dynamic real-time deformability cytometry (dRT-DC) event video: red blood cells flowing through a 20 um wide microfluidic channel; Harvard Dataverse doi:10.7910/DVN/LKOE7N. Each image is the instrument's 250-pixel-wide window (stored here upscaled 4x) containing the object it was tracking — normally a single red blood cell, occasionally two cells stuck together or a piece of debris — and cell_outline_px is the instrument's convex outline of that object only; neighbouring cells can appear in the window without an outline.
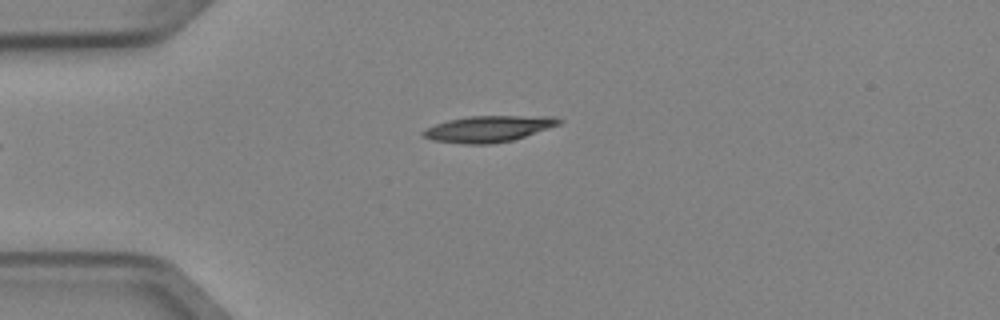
{"species": "Egyptian fruit bat (a non-hibernating species)", "species_latin": "Rousettus aegyptiacus", "temperature_condition": "cold", "stored_images_in_passage": 3, "camera_frame_rate_fps": 3000, "um_per_image_px": 0.085, "animal": {"sex": "female"}, "frame": {"image": 1, "passage_image": 3, "time_ms": 0.667, "image_size_px": [1000, 320], "cell_outline_px": [[564, 120], [560, 124], [512, 140], [488, 144], [464, 144], [432, 140], [424, 136], [420, 132], [424, 128], [448, 120], [468, 116], [552, 116]], "centroid_in_image_um": [41.49, 10.94], "position_along_channel_um": 43.5, "area_um2": 20.63}}